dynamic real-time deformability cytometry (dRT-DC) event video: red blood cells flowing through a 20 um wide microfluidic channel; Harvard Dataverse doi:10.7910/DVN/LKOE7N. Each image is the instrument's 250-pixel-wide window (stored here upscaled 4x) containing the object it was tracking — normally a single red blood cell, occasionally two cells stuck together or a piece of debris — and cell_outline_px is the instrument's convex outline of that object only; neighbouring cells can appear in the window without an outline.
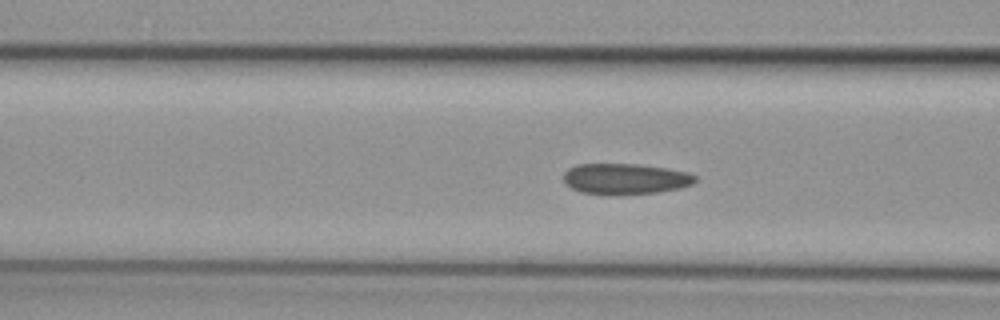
{"species": "common noctule bat (a hibernating species)", "species_latin": "Nyctalus noctula", "temperature_condition": "cold", "stored_images_in_passage": 38, "camera_frame_rate_fps": 3000, "um_per_image_px": 0.085, "animal": {"sex": "female", "body_mass_g": 29.2, "forearm_length_mm": 56.3}, "frame": {"image": 1, "passage_image": 16, "time_ms": 5.0, "image_size_px": [1000, 320], "cell_outline_px": [[696, 180], [692, 184], [680, 188], [656, 192], [580, 192], [572, 188], [564, 180], [564, 172], [568, 168], [576, 164], [636, 164], [668, 168], [688, 172], [696, 176]], "centroid_in_image_um": [53.18, 15.15], "position_along_channel_um": 113.4, "area_um2": 22.77}}
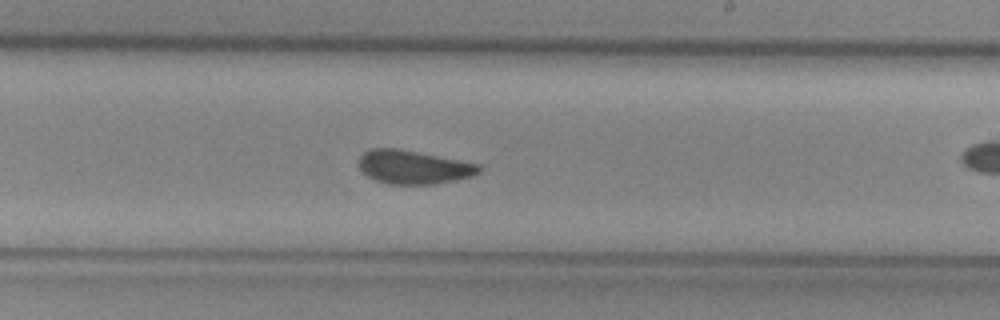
{"frame": {"image": 2, "passage_image": 27, "time_ms": 8.667, "image_size_px": [1000, 320], "cell_outline_px": [[480, 172], [472, 176], [456, 180], [436, 184], [388, 184], [376, 180], [368, 176], [360, 168], [360, 156], [368, 148], [400, 148], [480, 164]], "centroid_in_image_um": [35.16, 14.19], "position_along_channel_um": 253.8, "area_um2": 23.58}}
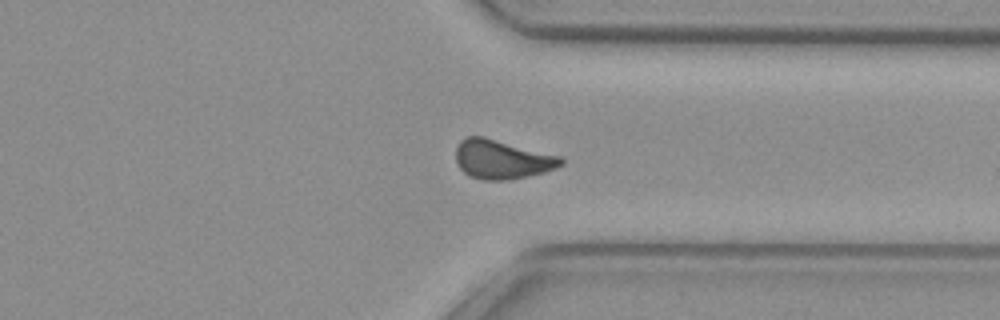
{"frame": {"image": 3, "passage_image": 36, "time_ms": 11.667, "image_size_px": [1000, 320], "cell_outline_px": [[564, 164], [556, 168], [544, 172], [528, 176], [508, 180], [484, 180], [468, 176], [460, 168], [456, 160], [456, 144], [460, 140], [468, 136], [484, 136], [560, 156], [564, 160]], "centroid_in_image_um": [42.65, 13.54], "position_along_channel_um": 368.7, "area_um2": 24.1}}